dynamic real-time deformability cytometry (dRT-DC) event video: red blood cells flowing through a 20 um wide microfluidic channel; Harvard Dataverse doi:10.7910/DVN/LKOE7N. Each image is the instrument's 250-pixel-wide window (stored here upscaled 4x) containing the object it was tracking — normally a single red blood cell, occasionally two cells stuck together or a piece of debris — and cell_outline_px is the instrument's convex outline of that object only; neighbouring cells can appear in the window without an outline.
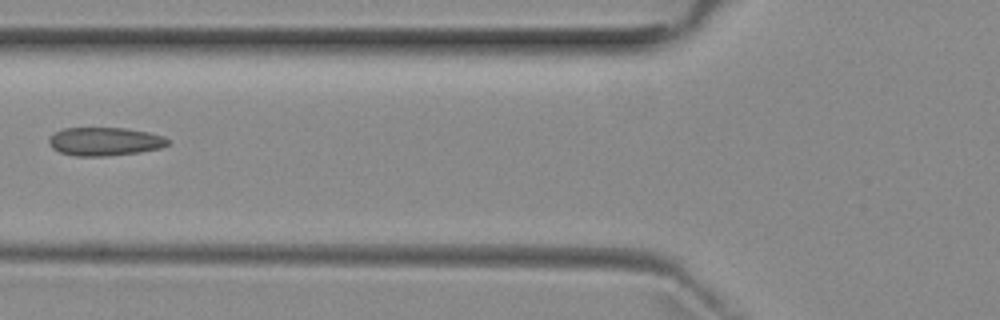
{"species": "common noctule bat (a hibernating species)", "species_latin": "Nyctalus noctula", "temperature_condition": "room temperature", "stored_images_in_passage": 6, "camera_frame_rate_fps": 3000, "um_per_image_px": 0.085, "animal": {"sex": "female", "body_mass_g": 29.2, "forearm_length_mm": 56.3}, "frame": {"image": 1, "passage_image": 5, "time_ms": 5.667, "image_size_px": [1000, 320], "cell_outline_px": [[168, 144], [160, 148], [140, 152], [104, 156], [76, 156], [60, 152], [52, 148], [48, 140], [56, 132], [64, 128], [124, 128], [148, 132], [164, 136], [168, 140]], "centroid_in_image_um": [8.91, 12.03], "position_along_channel_um": 116.9, "area_um2": 19.48}}
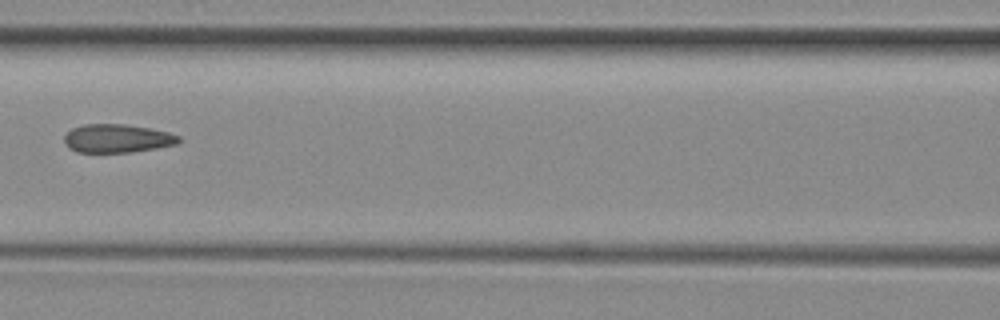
{"frame": {"image": 2, "passage_image": 6, "time_ms": 6.667, "image_size_px": [1000, 320], "cell_outline_px": [[180, 140], [176, 144], [156, 148], [132, 152], [76, 152], [68, 148], [64, 144], [64, 136], [72, 128], [84, 124], [124, 124], [148, 128], [168, 132], [180, 136]], "centroid_in_image_um": [9.92, 11.77], "position_along_channel_um": 156.7, "area_um2": 18.96}}